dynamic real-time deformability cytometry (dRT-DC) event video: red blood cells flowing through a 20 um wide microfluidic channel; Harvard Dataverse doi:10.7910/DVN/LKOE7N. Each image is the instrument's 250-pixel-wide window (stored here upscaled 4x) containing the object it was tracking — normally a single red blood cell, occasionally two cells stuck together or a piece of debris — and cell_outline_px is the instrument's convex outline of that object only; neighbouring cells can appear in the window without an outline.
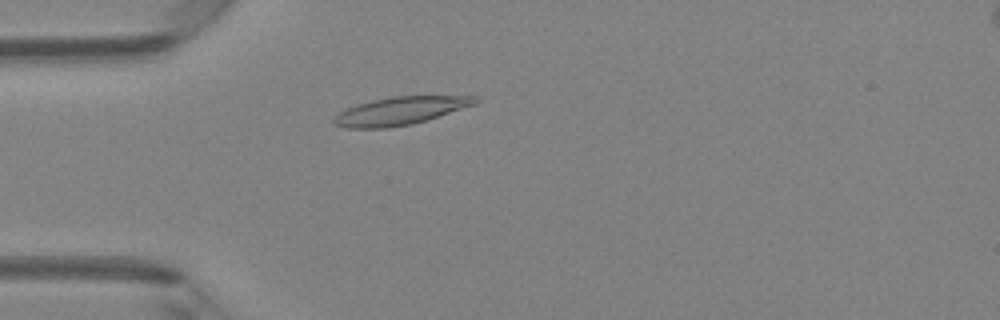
{"species": "Egyptian fruit bat (a non-hibernating species)", "species_latin": "Rousettus aegyptiacus", "temperature_condition": "room temperature", "stored_images_in_passage": 47, "camera_frame_rate_fps": 3000, "um_per_image_px": 0.085, "animal": {"sex": "female"}, "frame": {"image": 1, "passage_image": 12, "time_ms": 3.667, "image_size_px": [1000, 320], "cell_outline_px": [[480, 100], [476, 104], [412, 124], [388, 128], [344, 128], [332, 124], [332, 116], [356, 104], [372, 100], [392, 96], [476, 96]], "centroid_in_image_um": [33.96, 9.43], "position_along_channel_um": 51.0, "area_um2": 23.0}}
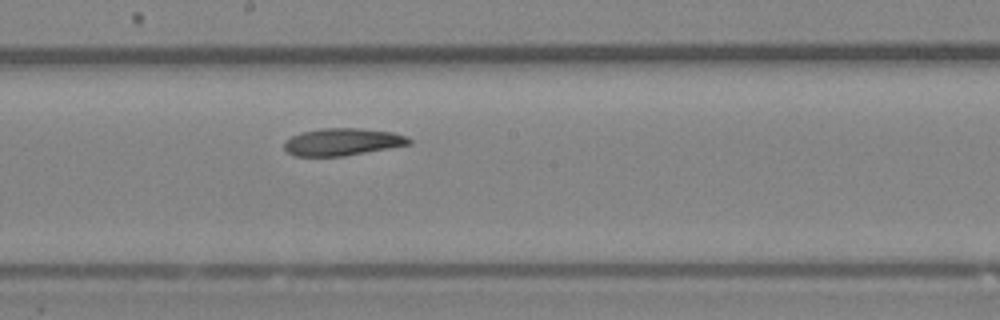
{"frame": {"image": 2, "passage_image": 25, "time_ms": 8.0, "image_size_px": [1000, 320], "cell_outline_px": [[412, 144], [344, 156], [292, 156], [284, 148], [284, 140], [300, 132], [320, 128], [360, 128], [392, 132], [408, 136], [412, 140]], "centroid_in_image_um": [29.1, 12.06], "position_along_channel_um": 219.1, "area_um2": 20.06}}
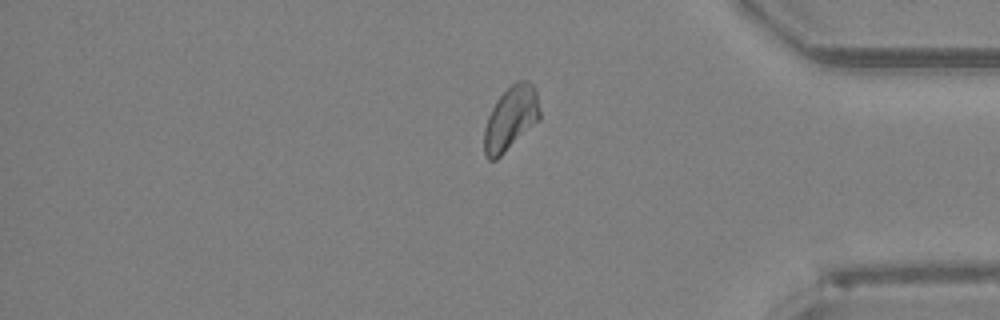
{"frame": {"image": 3, "passage_image": 39, "time_ms": 12.667, "image_size_px": [1000, 320], "cell_outline_px": [[540, 120], [496, 160], [488, 160], [484, 156], [484, 128], [488, 116], [496, 100], [516, 80], [528, 80], [532, 84], [536, 92], [540, 112]], "centroid_in_image_um": [43.41, 10.07], "position_along_channel_um": 391.8, "area_um2": 20.75}, "authors_computed_cell_mechanics": {"area_um2": 20.7502, "velocity_mm_per_s": 4.1499, "shape_relaxation_time_tau1_ms": 10.4792, "shape_relaxation_time_tau2_ms": 4.6842, "deformation_change_tau1": 0.222, "deformation_change_tau2": 0.0987}}